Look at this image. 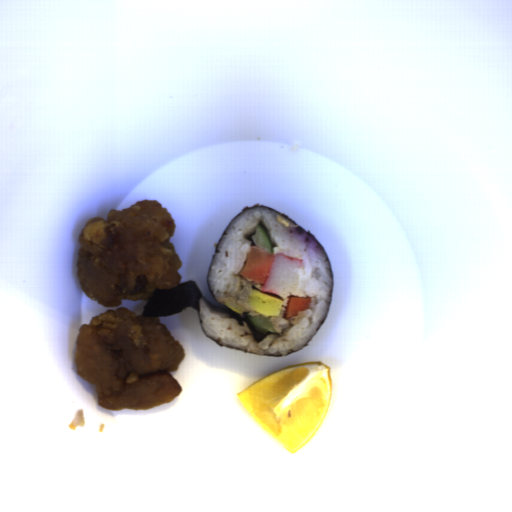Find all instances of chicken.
<instances>
[{"label": "chicken", "mask_w": 512, "mask_h": 512, "mask_svg": "<svg viewBox=\"0 0 512 512\" xmlns=\"http://www.w3.org/2000/svg\"><path fill=\"white\" fill-rule=\"evenodd\" d=\"M107 309L79 327L74 364L95 385L97 405L111 411H148L168 404L182 387L171 372L186 353L159 316Z\"/></svg>", "instance_id": "1"}, {"label": "chicken", "mask_w": 512, "mask_h": 512, "mask_svg": "<svg viewBox=\"0 0 512 512\" xmlns=\"http://www.w3.org/2000/svg\"><path fill=\"white\" fill-rule=\"evenodd\" d=\"M90 218L78 234L77 278L85 295L112 308L123 300H150L156 288L179 285L183 264L170 238L175 219L155 200Z\"/></svg>", "instance_id": "2"}]
</instances>
